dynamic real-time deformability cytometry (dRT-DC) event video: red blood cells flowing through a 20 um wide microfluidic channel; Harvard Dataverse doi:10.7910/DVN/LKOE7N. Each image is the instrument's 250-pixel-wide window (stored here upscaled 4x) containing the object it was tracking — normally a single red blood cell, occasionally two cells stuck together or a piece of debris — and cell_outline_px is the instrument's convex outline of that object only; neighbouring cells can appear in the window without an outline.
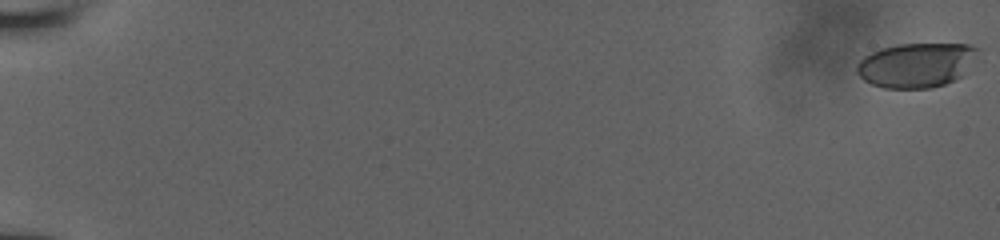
{"species": "human", "species_latin": "Homo sapiens", "temperature_condition": "room temperature", "stored_images_in_passage": 23, "camera_frame_rate_fps": 3000, "um_per_image_px": 0.085, "donor": {"sex": "male"}, "frame": {"image": 1, "passage_image": 1, "time_ms": 0.0, "image_size_px": [1000, 240], "cell_outline_px": [[980, 48], [960, 76], [944, 84], [932, 88], [884, 88], [872, 84], [864, 80], [856, 72], [856, 64], [864, 56], [880, 48], [896, 44], [972, 44]], "centroid_in_image_um": [77.83, 5.52], "position_along_channel_um": 7.2, "area_um2": 31.15}}
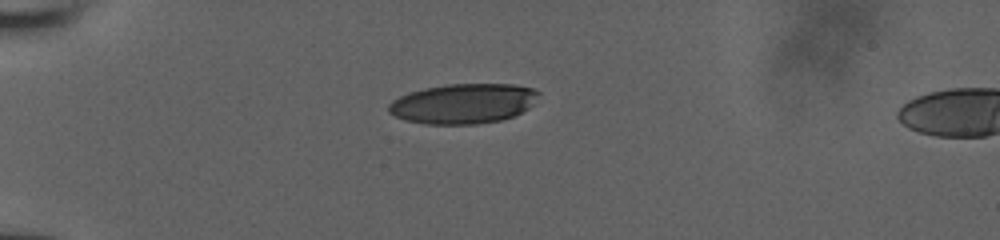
{"frame": {"image": 2, "passage_image": 18, "time_ms": 6.0, "image_size_px": [1000, 240], "cell_outline_px": [[540, 92], [532, 104], [528, 108], [512, 116], [500, 120], [476, 124], [424, 124], [404, 120], [388, 112], [388, 104], [392, 100], [408, 92], [424, 88], [448, 84], [516, 84], [536, 88]], "centroid_in_image_um": [39.36, 8.79], "position_along_channel_um": 45.6, "area_um2": 35.03}}